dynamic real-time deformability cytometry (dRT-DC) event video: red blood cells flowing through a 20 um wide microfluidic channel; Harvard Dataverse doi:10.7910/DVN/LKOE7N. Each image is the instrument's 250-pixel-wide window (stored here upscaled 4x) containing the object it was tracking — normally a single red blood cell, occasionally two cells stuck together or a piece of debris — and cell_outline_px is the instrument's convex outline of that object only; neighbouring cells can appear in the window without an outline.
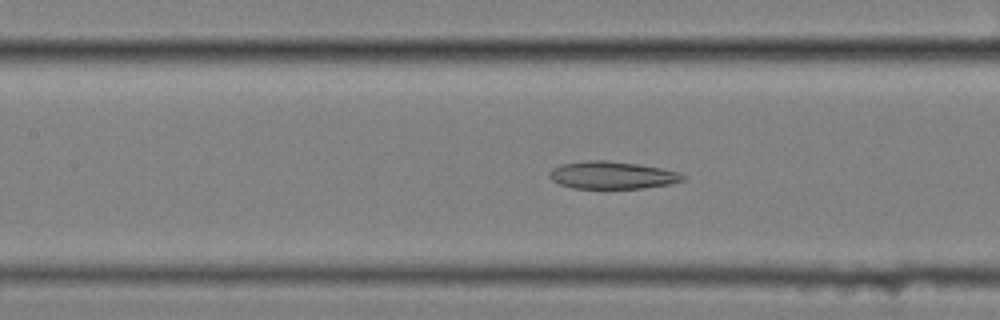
{"species": "common noctule bat (a hibernating species)", "species_latin": "Nyctalus noctula", "temperature_condition": "cold", "stored_images_in_passage": 55, "camera_frame_rate_fps": 3000, "um_per_image_px": 0.085, "animal": {"sex": "female", "body_mass_g": 25.1}, "frame": {"image": 1, "passage_image": 26, "time_ms": 8.333, "image_size_px": [1000, 320], "cell_outline_px": [[688, 176], [684, 180], [668, 184], [644, 188], [572, 188], [560, 184], [552, 180], [548, 176], [548, 172], [552, 168], [560, 164], [584, 160], [608, 160], [640, 164], [680, 172]], "centroid_in_image_um": [52.02, 14.87], "position_along_channel_um": 155.4, "area_um2": 21.62}}
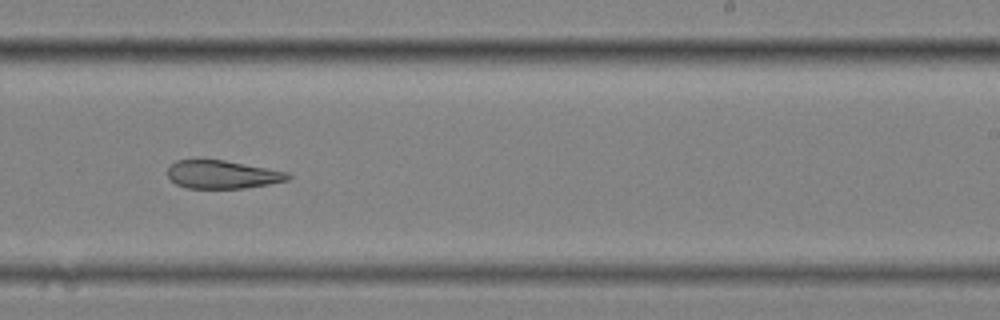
{"frame": {"image": 2, "passage_image": 36, "time_ms": 11.667, "image_size_px": [1000, 320], "cell_outline_px": [[292, 176], [288, 180], [268, 184], [244, 188], [188, 188], [176, 184], [168, 176], [168, 168], [176, 160], [196, 156], [224, 160], [288, 172]], "centroid_in_image_um": [18.84, 14.79], "position_along_channel_um": 270.2, "area_um2": 20.23}}
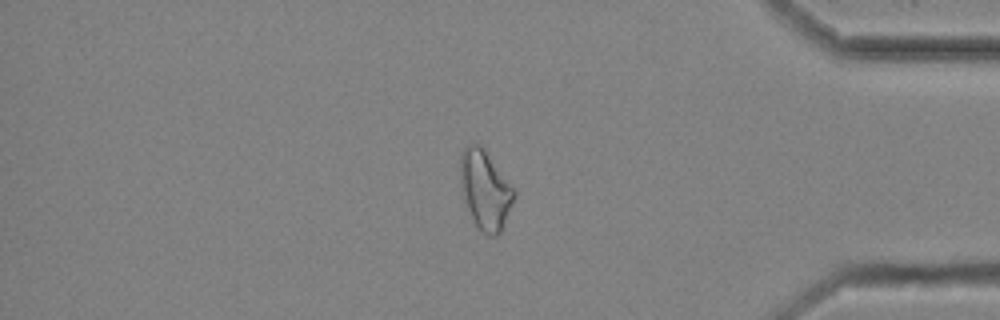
{"frame": {"image": 3, "passage_image": 49, "time_ms": 16.0, "image_size_px": [1000, 320], "cell_outline_px": [[516, 196], [500, 232], [496, 236], [488, 236], [480, 232], [476, 228], [472, 220], [460, 184], [460, 152], [468, 144], [480, 144], [484, 148], [516, 188]], "centroid_in_image_um": [41.25, 16.13], "position_along_channel_um": 393.9, "area_um2": 25.2}}